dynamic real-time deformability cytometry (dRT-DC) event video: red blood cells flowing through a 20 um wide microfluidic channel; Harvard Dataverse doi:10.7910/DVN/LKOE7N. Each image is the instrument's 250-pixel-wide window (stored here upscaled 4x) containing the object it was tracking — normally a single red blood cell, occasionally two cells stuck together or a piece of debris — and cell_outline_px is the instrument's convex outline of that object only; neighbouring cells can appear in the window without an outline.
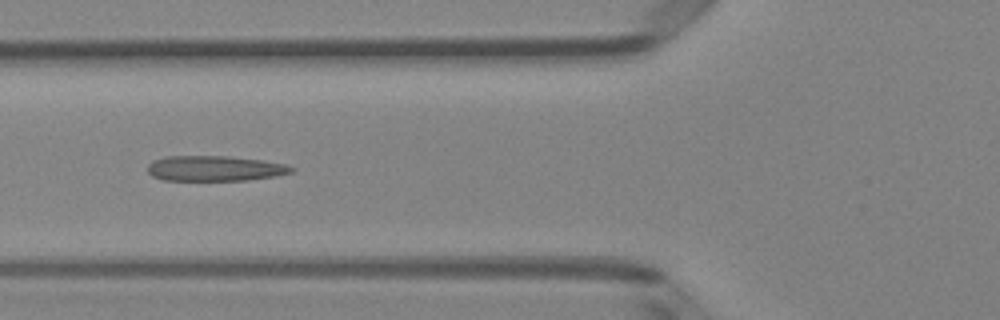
{"species": "Egyptian fruit bat (a non-hibernating species)", "species_latin": "Rousettus aegyptiacus", "temperature_condition": "room temperature", "stored_images_in_passage": 4, "camera_frame_rate_fps": 3000, "um_per_image_px": 0.085, "animal": {"sex": "female"}, "frame": {"image": 1, "passage_image": 4, "time_ms": 1.0, "image_size_px": [1000, 320], "cell_outline_px": [[296, 168], [292, 172], [276, 176], [248, 180], [164, 180], [152, 176], [148, 172], [148, 164], [152, 160], [164, 156], [228, 156], [264, 160], [284, 164]], "centroid_in_image_um": [18.25, 14.31], "position_along_channel_um": 107.5, "area_um2": 21.33}}